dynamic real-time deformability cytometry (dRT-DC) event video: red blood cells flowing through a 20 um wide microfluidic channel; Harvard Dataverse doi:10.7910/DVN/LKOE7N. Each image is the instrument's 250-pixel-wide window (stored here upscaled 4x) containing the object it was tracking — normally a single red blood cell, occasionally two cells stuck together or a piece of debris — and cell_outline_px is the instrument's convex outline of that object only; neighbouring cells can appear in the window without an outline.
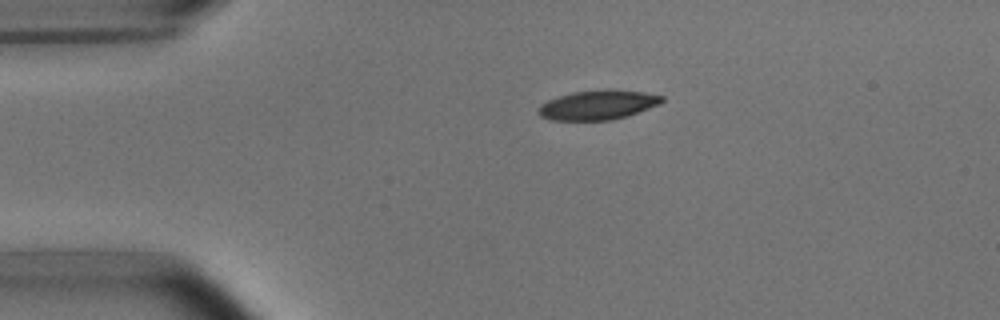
{"species": "common noctule bat (a hibernating species)", "species_latin": "Nyctalus noctula", "temperature_condition": "room temperature", "stored_images_in_passage": 2, "camera_frame_rate_fps": 3000, "um_per_image_px": 0.085, "animal": {"sex": "male", "body_mass_g": 15.6}, "frame": {"image": 1, "passage_image": 1, "time_ms": 0.0, "image_size_px": [1000, 320], "cell_outline_px": [[664, 100], [660, 104], [612, 120], [552, 120], [540, 116], [540, 104], [548, 100], [572, 92], [604, 88], [612, 88], [644, 92], [664, 96]], "centroid_in_image_um": [50.84, 8.89], "position_along_channel_um": 34.2, "area_um2": 21.21}}